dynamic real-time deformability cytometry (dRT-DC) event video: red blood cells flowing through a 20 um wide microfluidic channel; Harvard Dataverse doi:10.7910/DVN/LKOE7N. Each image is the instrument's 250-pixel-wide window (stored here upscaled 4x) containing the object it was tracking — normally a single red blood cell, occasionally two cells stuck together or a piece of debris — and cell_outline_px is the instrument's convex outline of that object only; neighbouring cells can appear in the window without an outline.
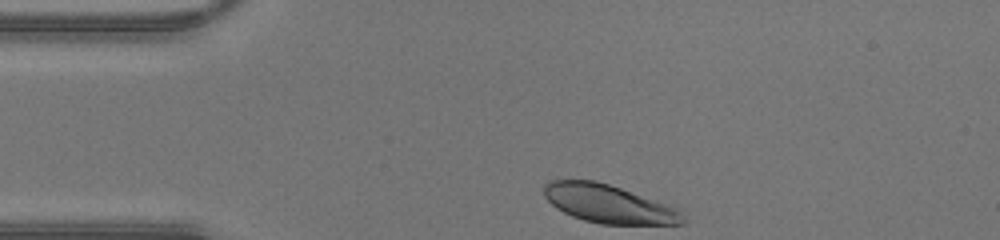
{"species": "human", "species_latin": "Homo sapiens", "temperature_condition": "warm", "stored_images_in_passage": 28, "camera_frame_rate_fps": 3000, "um_per_image_px": 0.085, "donor": {"sex": "male"}, "frame": {"image": 1, "passage_image": 1, "time_ms": 0.0, "image_size_px": [1000, 240], "cell_outline_px": [[688, 220], [684, 224], [600, 224], [584, 220], [572, 216], [556, 208], [544, 196], [544, 184], [548, 180], [596, 180], [668, 204], [676, 208]], "centroid_in_image_um": [51.73, 17.33], "position_along_channel_um": 33.3, "area_um2": 30.92}}
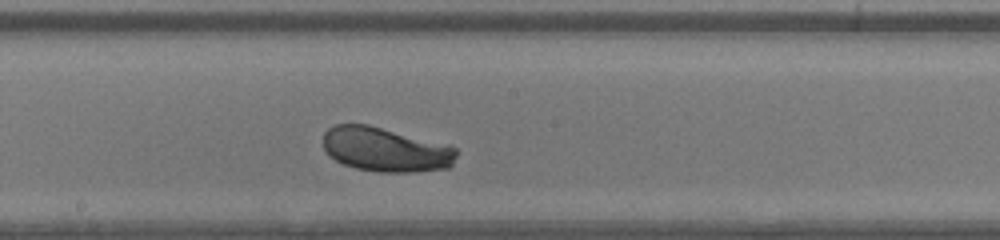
{"frame": {"image": 2, "passage_image": 16, "time_ms": 5.0, "image_size_px": [1000, 240], "cell_outline_px": [[456, 156], [452, 164], [448, 168], [416, 172], [376, 172], [356, 168], [344, 164], [336, 160], [324, 148], [324, 132], [328, 128], [336, 124], [368, 124], [448, 144], [456, 148]], "centroid_in_image_um": [32.8, 12.71], "position_along_channel_um": 215.4, "area_um2": 34.51}}
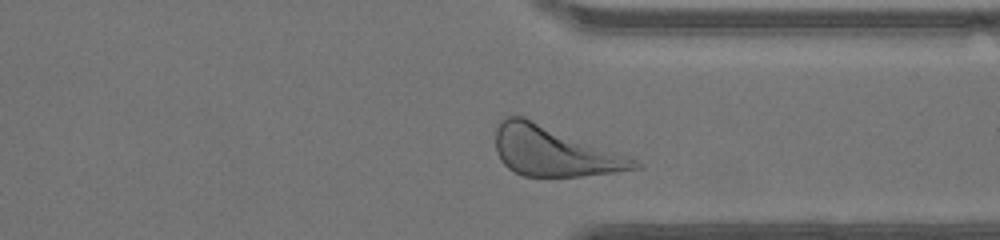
{"frame": {"image": 3, "passage_image": 26, "time_ms": 8.333, "image_size_px": [1000, 240], "cell_outline_px": [[644, 164], [640, 168], [616, 172], [580, 176], [524, 176], [508, 168], [500, 160], [496, 152], [496, 128], [500, 120], [508, 116], [524, 116], [636, 160]], "centroid_in_image_um": [47.04, 12.86], "position_along_channel_um": 364.4, "area_um2": 39.77}}